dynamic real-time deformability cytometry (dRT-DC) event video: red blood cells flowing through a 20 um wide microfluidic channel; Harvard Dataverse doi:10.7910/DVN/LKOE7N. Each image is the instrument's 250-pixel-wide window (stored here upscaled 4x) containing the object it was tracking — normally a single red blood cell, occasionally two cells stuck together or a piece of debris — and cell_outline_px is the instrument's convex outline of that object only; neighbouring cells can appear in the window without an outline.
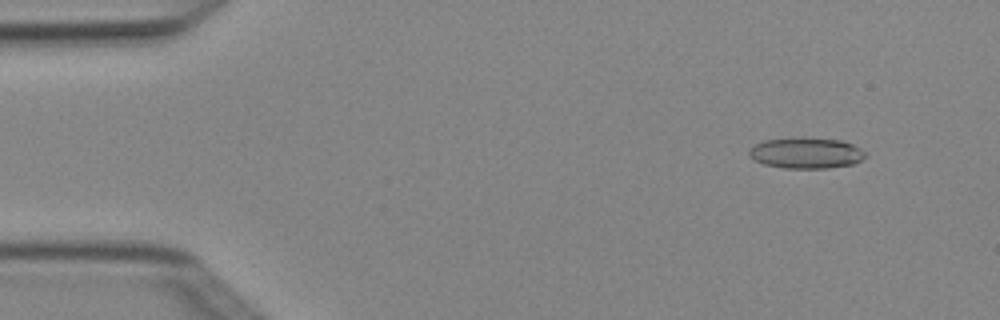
{"species": "Egyptian fruit bat (a non-hibernating species)", "species_latin": "Rousettus aegyptiacus", "temperature_condition": "cold", "stored_images_in_passage": 7, "camera_frame_rate_fps": 3000, "um_per_image_px": 0.085, "animal": {"sex": "female"}, "frame": {"image": 1, "passage_image": 2, "time_ms": 0.333, "image_size_px": [1000, 320], "cell_outline_px": [[868, 156], [852, 164], [828, 168], [784, 168], [764, 164], [748, 156], [748, 152], [756, 144], [764, 140], [840, 140], [852, 144], [860, 148]], "centroid_in_image_um": [68.54, 13.05], "position_along_channel_um": 16.5, "area_um2": 20.0}}
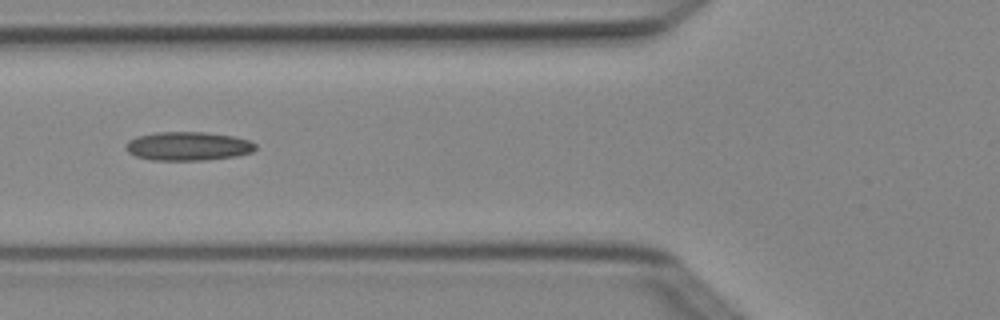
{"frame": {"image": 2, "passage_image": 6, "time_ms": 1.667, "image_size_px": [1000, 320], "cell_outline_px": [[256, 148], [252, 152], [236, 156], [204, 160], [152, 160], [136, 156], [128, 152], [124, 144], [128, 140], [136, 136], [156, 132], [204, 132], [232, 136], [248, 140], [256, 144]], "centroid_in_image_um": [15.95, 12.42], "position_along_channel_um": 109.9, "area_um2": 21.73}}
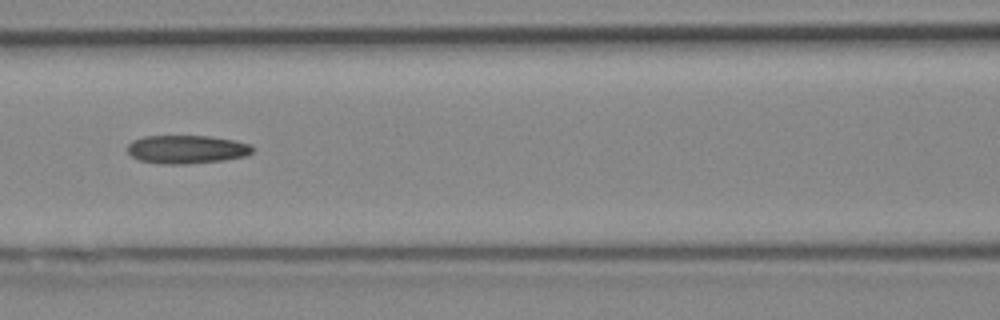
{"frame": {"image": 3, "passage_image": 7, "time_ms": 2.0, "image_size_px": [1000, 320], "cell_outline_px": [[256, 148], [252, 152], [244, 156], [224, 160], [184, 164], [160, 164], [140, 160], [132, 156], [128, 152], [128, 144], [132, 140], [144, 136], [208, 136], [232, 140], [252, 144]], "centroid_in_image_um": [15.88, 12.69], "position_along_channel_um": 150.7, "area_um2": 20.69}}